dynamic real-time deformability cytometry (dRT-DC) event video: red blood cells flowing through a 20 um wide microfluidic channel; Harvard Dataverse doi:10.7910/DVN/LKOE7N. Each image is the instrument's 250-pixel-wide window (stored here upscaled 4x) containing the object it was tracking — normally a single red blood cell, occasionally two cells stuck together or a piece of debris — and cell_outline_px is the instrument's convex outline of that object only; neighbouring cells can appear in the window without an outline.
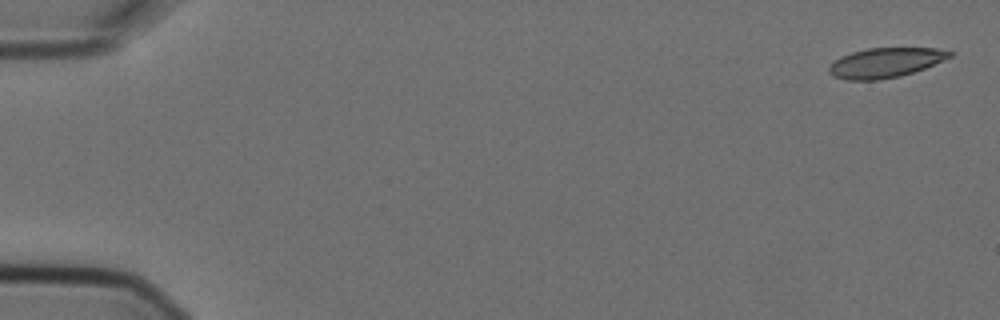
{"species": "Egyptian fruit bat (a non-hibernating species)", "species_latin": "Rousettus aegyptiacus", "temperature_condition": "cold", "stored_images_in_passage": 5, "camera_frame_rate_fps": 3000, "um_per_image_px": 0.085, "animal": {"sex": "female"}, "frame": {"image": 1, "passage_image": 1, "time_ms": 0.0, "image_size_px": [1000, 320], "cell_outline_px": [[952, 56], [924, 68], [900, 76], [880, 80], [844, 80], [832, 76], [828, 72], [828, 68], [840, 56], [852, 52], [868, 48], [936, 48], [952, 52]], "centroid_in_image_um": [75.21, 5.34], "position_along_channel_um": 9.8, "area_um2": 20.81}}
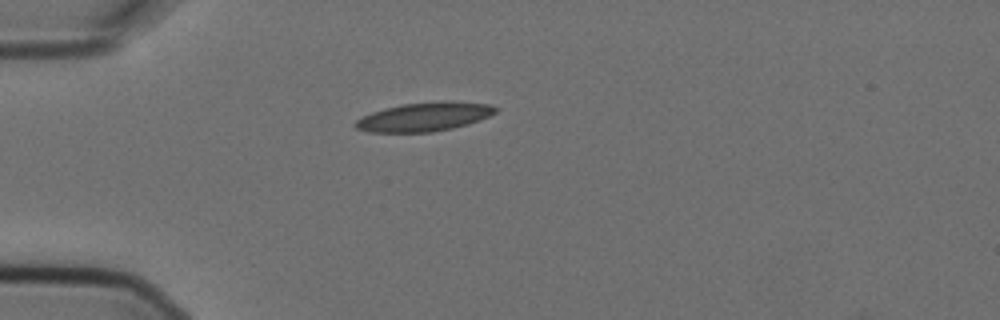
{"frame": {"image": 2, "passage_image": 5, "time_ms": 1.333, "image_size_px": [1000, 320], "cell_outline_px": [[500, 108], [496, 112], [480, 120], [468, 124], [452, 128], [432, 132], [368, 132], [356, 128], [352, 124], [356, 120], [372, 112], [384, 108], [404, 104], [444, 100], [452, 100], [492, 104]], "centroid_in_image_um": [36.11, 9.91], "position_along_channel_um": 48.9, "area_um2": 23.81}}